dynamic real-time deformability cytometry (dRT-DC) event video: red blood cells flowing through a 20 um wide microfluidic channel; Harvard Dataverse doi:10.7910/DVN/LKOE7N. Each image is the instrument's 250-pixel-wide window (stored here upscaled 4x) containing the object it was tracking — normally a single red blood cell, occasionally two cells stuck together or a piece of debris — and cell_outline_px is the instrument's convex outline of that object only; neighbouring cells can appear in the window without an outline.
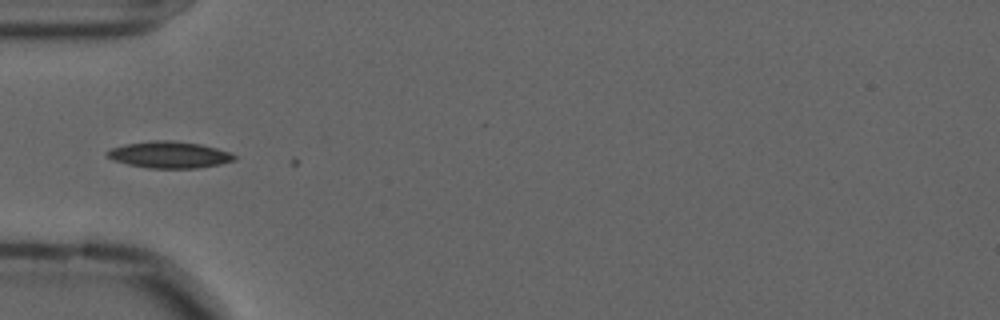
{"species": "common noctule bat (a hibernating species)", "species_latin": "Nyctalus noctula", "temperature_condition": "cold", "stored_images_in_passage": 2, "camera_frame_rate_fps": 3000, "um_per_image_px": 0.085, "animal": {"sex": "male", "forearm_length_mm": 52.5}, "frame": {"image": 1, "passage_image": 1, "time_ms": 0.0, "image_size_px": [1000, 320], "cell_outline_px": [[236, 160], [220, 164], [196, 168], [148, 168], [128, 164], [112, 160], [104, 156], [104, 152], [112, 148], [128, 144], [152, 140], [172, 140], [200, 144], [216, 148], [228, 152], [236, 156]], "centroid_in_image_um": [14.36, 13.15], "position_along_channel_um": 70.6, "area_um2": 19.71}}